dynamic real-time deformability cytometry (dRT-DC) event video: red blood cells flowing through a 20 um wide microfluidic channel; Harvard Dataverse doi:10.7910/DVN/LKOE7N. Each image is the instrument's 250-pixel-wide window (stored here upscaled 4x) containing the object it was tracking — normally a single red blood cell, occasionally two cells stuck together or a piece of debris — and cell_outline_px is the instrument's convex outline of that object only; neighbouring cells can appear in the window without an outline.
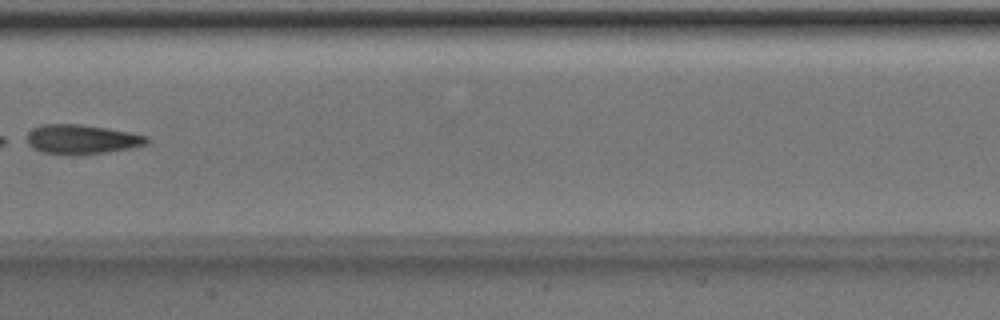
{"species": "Egyptian fruit bat (a non-hibernating species)", "species_latin": "Rousettus aegyptiacus", "temperature_condition": "room temperature", "stored_images_in_passage": 7, "camera_frame_rate_fps": 3000, "um_per_image_px": 0.085, "animal": {"sex": "male"}, "frame": {"image": 1, "passage_image": 7, "time_ms": 2.0, "image_size_px": [1000, 320], "cell_outline_px": [[148, 144], [132, 148], [80, 156], [64, 156], [40, 152], [32, 148], [28, 144], [28, 132], [32, 128], [44, 124], [80, 124], [108, 128], [132, 132], [148, 136]], "centroid_in_image_um": [6.95, 11.87], "position_along_channel_um": 200.5, "area_um2": 21.15}}